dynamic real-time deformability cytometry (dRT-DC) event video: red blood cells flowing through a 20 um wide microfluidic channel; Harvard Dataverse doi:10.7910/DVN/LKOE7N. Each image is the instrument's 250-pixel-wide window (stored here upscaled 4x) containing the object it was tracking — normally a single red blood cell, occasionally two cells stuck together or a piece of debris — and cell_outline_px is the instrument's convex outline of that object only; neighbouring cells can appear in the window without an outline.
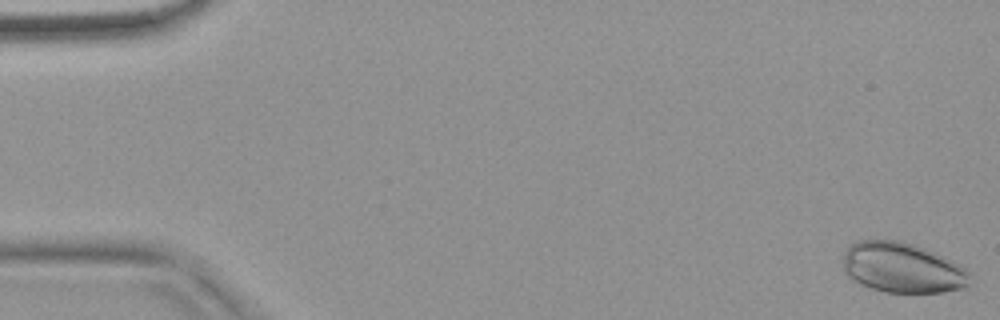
{"species": "common noctule bat (a hibernating species)", "species_latin": "Nyctalus noctula", "temperature_condition": "warm", "stored_images_in_passage": 11, "camera_frame_rate_fps": 3000, "um_per_image_px": 0.085, "animal": {"sex": "female", "body_mass_g": 18.4}, "frame": {"image": 1, "passage_image": 1, "time_ms": 0.0, "image_size_px": [1000, 320], "cell_outline_px": [[972, 284], [968, 288], [944, 292], [884, 292], [860, 284], [852, 280], [844, 272], [844, 252], [848, 244], [856, 240], [900, 240], [916, 244], [936, 252], [960, 264], [972, 276]], "centroid_in_image_um": [76.74, 22.75], "position_along_channel_um": 8.3, "area_um2": 37.92}}